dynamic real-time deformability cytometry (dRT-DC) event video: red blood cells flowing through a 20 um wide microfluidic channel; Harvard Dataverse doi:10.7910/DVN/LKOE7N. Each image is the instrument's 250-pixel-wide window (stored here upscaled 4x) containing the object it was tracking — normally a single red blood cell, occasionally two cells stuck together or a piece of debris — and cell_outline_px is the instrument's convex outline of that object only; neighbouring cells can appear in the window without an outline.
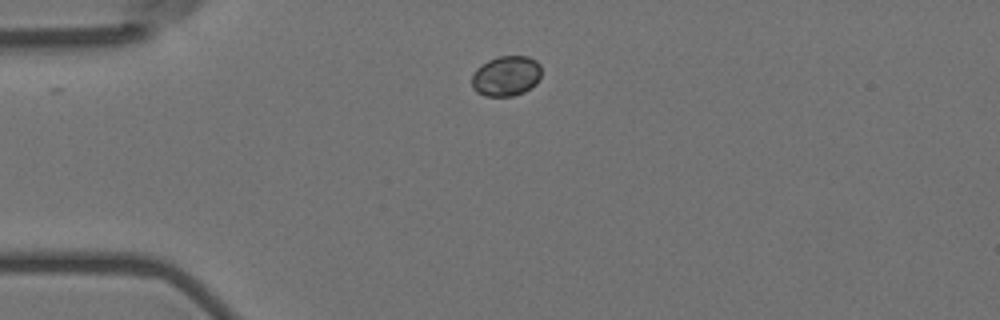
{"species": "Egyptian fruit bat (a non-hibernating species)", "species_latin": "Rousettus aegyptiacus", "temperature_condition": "room temperature", "stored_images_in_passage": 44, "camera_frame_rate_fps": 3000, "um_per_image_px": 0.085, "animal": {"sex": "female"}, "frame": {"image": 1, "passage_image": 1, "time_ms": 0.0, "image_size_px": [1000, 320], "cell_outline_px": [[540, 76], [536, 84], [524, 92], [512, 96], [484, 96], [476, 92], [472, 88], [472, 76], [476, 68], [480, 64], [488, 60], [500, 56], [528, 56], [536, 60], [540, 64]], "centroid_in_image_um": [43.0, 6.46], "position_along_channel_um": 42.0, "area_um2": 16.47}}
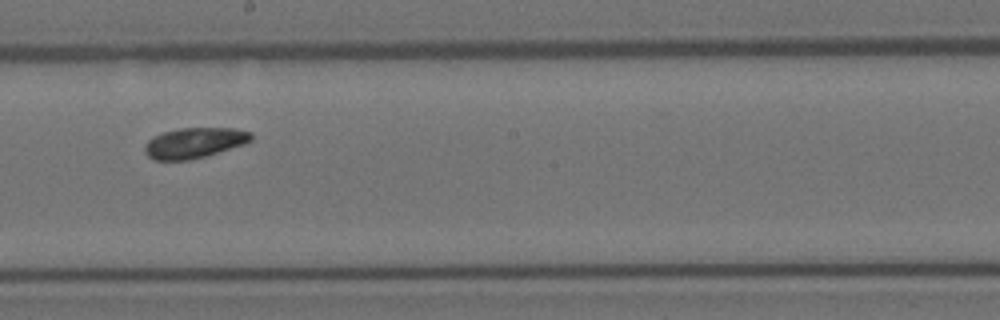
{"frame": {"image": 2, "passage_image": 19, "time_ms": 6.0, "image_size_px": [1000, 320], "cell_outline_px": [[252, 140], [244, 144], [204, 156], [188, 160], [156, 160], [148, 156], [144, 152], [144, 144], [148, 140], [164, 132], [180, 128], [232, 128], [252, 132]], "centroid_in_image_um": [16.51, 12.14], "position_along_channel_um": 231.7, "area_um2": 18.67}}
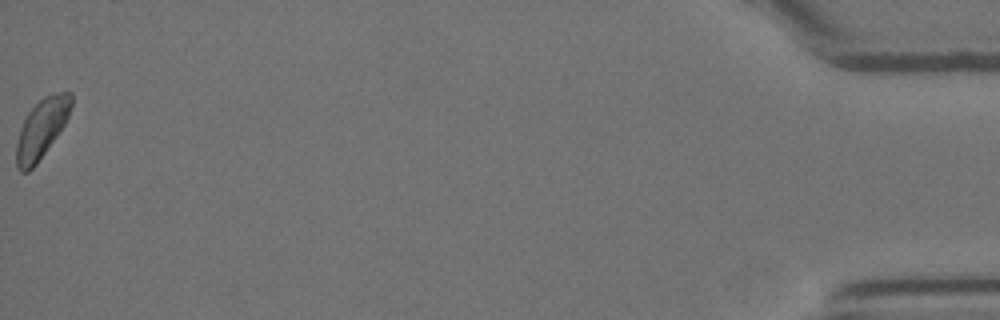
{"frame": {"image": 3, "passage_image": 44, "time_ms": 14.333, "image_size_px": [1000, 320], "cell_outline_px": [[72, 104], [68, 116], [64, 124], [56, 136], [36, 164], [28, 172], [20, 172], [16, 168], [16, 144], [20, 128], [28, 112], [44, 96], [52, 92], [72, 92]], "centroid_in_image_um": [3.52, 10.92], "position_along_channel_um": 431.7, "area_um2": 18.79}, "authors_computed_cell_mechanics": {"area_um2": 18.6694, "velocity_mm_per_s": 3.5845, "shape_relaxation_time_tau1_ms": 4.4281, "shape_relaxation_time_tau2_ms": null, "deformation_change_tau1": null, "deformation_change_tau2": null}}